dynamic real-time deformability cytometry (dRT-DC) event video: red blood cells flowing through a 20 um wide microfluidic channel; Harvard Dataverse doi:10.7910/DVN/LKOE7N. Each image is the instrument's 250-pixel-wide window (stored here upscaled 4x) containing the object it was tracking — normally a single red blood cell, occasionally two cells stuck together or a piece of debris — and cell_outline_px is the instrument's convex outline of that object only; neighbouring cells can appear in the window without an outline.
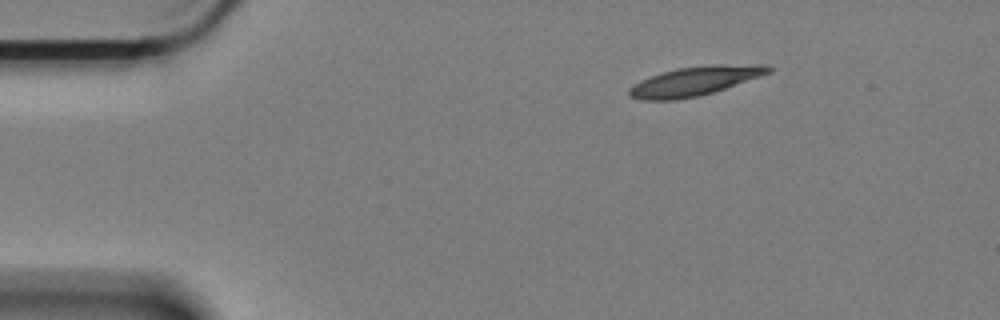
{"species": "Egyptian fruit bat (a non-hibernating species)", "species_latin": "Rousettus aegyptiacus", "temperature_condition": "cold", "stored_images_in_passage": 52, "camera_frame_rate_fps": 3000, "um_per_image_px": 0.085, "animal": {"sex": "female"}, "frame": {"image": 1, "passage_image": 1, "time_ms": 0.0, "image_size_px": [1000, 320], "cell_outline_px": [[776, 68], [772, 72], [700, 96], [676, 100], [640, 100], [628, 96], [628, 88], [640, 80], [676, 68], [708, 64], [768, 64]], "centroid_in_image_um": [59.09, 6.88], "position_along_channel_um": 25.9, "area_um2": 23.87}}
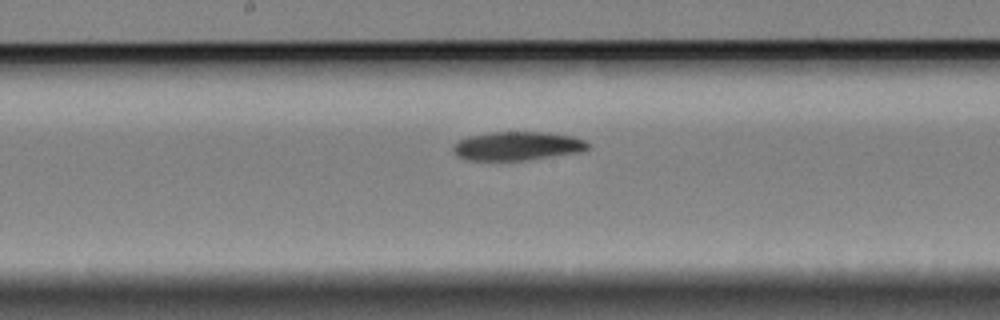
{"frame": {"image": 2, "passage_image": 23, "time_ms": 7.333, "image_size_px": [1000, 320], "cell_outline_px": [[592, 148], [580, 152], [524, 160], [468, 160], [456, 156], [452, 152], [452, 144], [468, 136], [492, 132], [548, 132], [572, 136], [584, 140], [592, 144]], "centroid_in_image_um": [43.98, 12.4], "position_along_channel_um": 204.2, "area_um2": 22.77}}
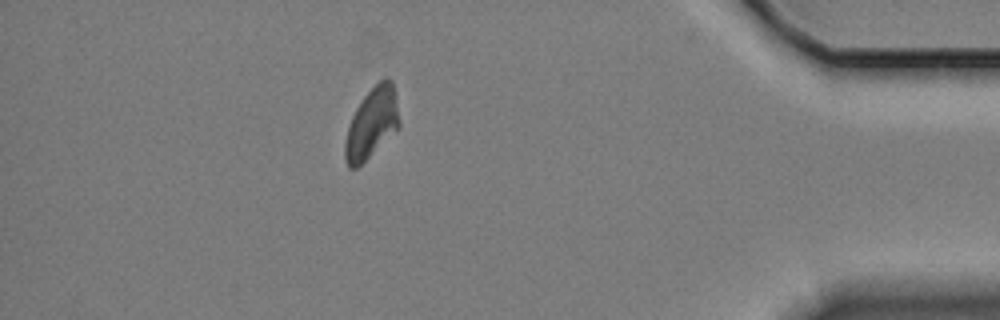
{"frame": {"image": 3, "passage_image": 45, "time_ms": 14.667, "image_size_px": [1000, 320], "cell_outline_px": [[400, 124], [356, 168], [348, 168], [344, 160], [344, 144], [348, 128], [352, 116], [356, 108], [364, 96], [384, 76], [388, 76], [392, 80], [400, 120]], "centroid_in_image_um": [31.57, 10.43], "position_along_channel_um": 403.6, "area_um2": 21.62}}